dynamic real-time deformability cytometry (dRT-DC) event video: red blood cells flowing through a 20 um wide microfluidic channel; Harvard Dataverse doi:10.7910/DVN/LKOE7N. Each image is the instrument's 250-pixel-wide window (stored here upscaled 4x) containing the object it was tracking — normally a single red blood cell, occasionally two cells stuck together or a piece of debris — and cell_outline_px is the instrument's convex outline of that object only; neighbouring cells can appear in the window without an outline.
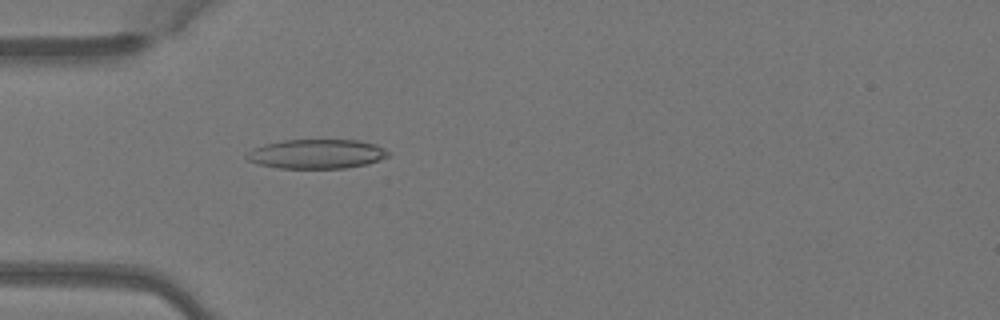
{"species": "Egyptian fruit bat (a non-hibernating species)", "species_latin": "Rousettus aegyptiacus", "temperature_condition": "warm", "stored_images_in_passage": 1, "camera_frame_rate_fps": 3000, "um_per_image_px": 0.085, "animal": {"sex": "female"}, "frame": {"image": 1, "passage_image": 1, "time_ms": 0.0, "image_size_px": [1000, 320], "cell_outline_px": [[388, 156], [368, 164], [344, 168], [280, 168], [256, 164], [248, 160], [244, 156], [252, 148], [264, 144], [284, 140], [360, 140], [376, 144], [384, 148], [388, 152]], "centroid_in_image_um": [26.89, 13.08], "position_along_channel_um": 58.1, "area_um2": 24.28}}